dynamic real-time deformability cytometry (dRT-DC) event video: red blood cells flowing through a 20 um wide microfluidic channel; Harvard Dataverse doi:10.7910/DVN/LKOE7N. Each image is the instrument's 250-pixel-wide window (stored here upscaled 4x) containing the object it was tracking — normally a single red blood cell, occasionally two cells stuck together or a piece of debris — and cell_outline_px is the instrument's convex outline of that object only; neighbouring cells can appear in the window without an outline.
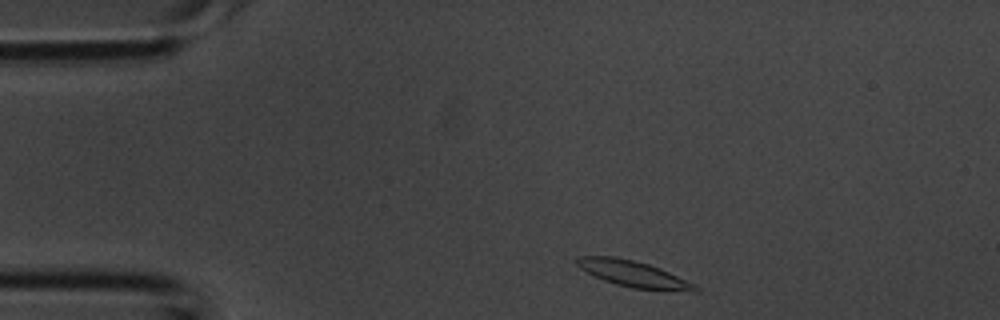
{"species": "common noctule bat (a hibernating species)", "species_latin": "Nyctalus noctula", "temperature_condition": "room temperature", "stored_images_in_passage": 33, "camera_frame_rate_fps": 3000, "um_per_image_px": 0.085, "animal": {"sex": "male", "body_mass_g": 20.1, "forearm_length_mm": 53.5}, "frame": {"image": 1, "passage_image": 1, "time_ms": 0.0, "image_size_px": [1000, 320], "cell_outline_px": [[700, 292], [692, 292], [632, 288], [616, 284], [592, 276], [580, 268], [576, 264], [576, 256], [616, 256], [648, 264], [660, 268], [700, 288]], "centroid_in_image_um": [53.79, 23.28], "position_along_channel_um": 31.2, "area_um2": 17.98}}
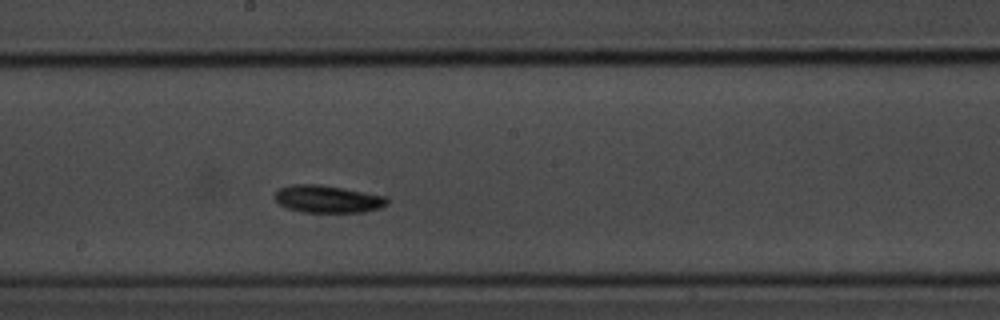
{"frame": {"image": 2, "passage_image": 15, "time_ms": 4.667, "image_size_px": [1000, 320], "cell_outline_px": [[388, 204], [380, 208], [364, 212], [304, 212], [288, 208], [280, 204], [276, 200], [276, 192], [280, 188], [292, 184], [320, 184], [344, 188], [388, 196]], "centroid_in_image_um": [27.91, 16.91], "position_along_channel_um": 220.3, "area_um2": 17.98}}
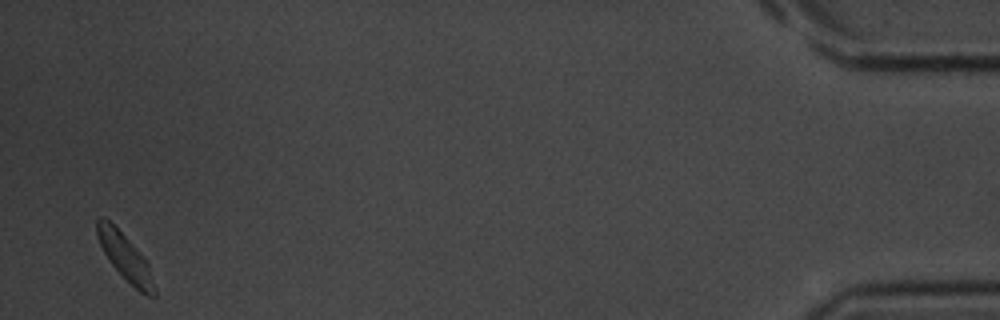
{"frame": {"image": 3, "passage_image": 32, "time_ms": 10.333, "image_size_px": [1000, 320], "cell_outline_px": [[156, 296], [148, 296], [140, 292], [108, 260], [100, 244], [96, 232], [96, 220], [100, 216], [104, 216], [144, 256], [148, 264], [156, 288]], "centroid_in_image_um": [10.65, 21.85], "position_along_channel_um": 424.6, "area_um2": 15.14}}